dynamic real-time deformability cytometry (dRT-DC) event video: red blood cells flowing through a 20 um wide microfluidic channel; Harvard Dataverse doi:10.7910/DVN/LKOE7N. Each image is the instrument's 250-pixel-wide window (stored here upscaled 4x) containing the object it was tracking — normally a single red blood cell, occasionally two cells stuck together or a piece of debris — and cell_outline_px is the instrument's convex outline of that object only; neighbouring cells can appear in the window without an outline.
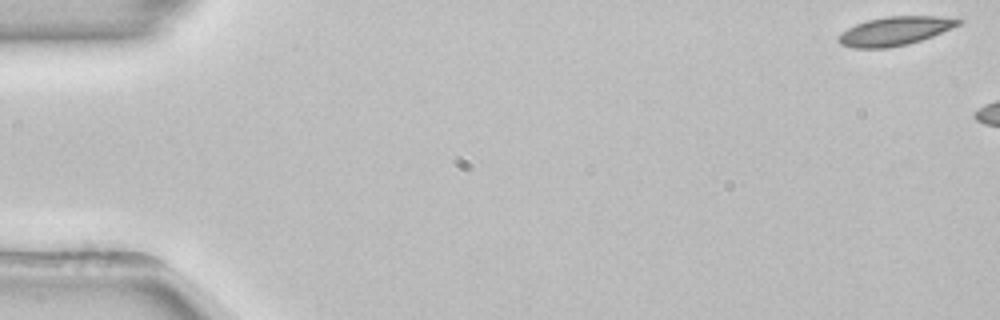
{"species": "common noctule bat (a hibernating species)", "species_latin": "Nyctalus noctula", "temperature_condition": "room temperature", "stored_images_in_passage": 6, "camera_frame_rate_fps": 3000, "um_per_image_px": 0.085, "animal": {"sex": "female", "body_mass_g": 22.7, "forearm_length_mm": 54.2}, "frame": {"image": 1, "passage_image": 1, "time_ms": 0.0, "image_size_px": [1000, 320], "cell_outline_px": [[964, 20], [960, 24], [952, 28], [932, 36], [908, 44], [888, 48], [852, 48], [840, 44], [836, 40], [836, 36], [840, 32], [856, 24], [868, 20], [884, 16], [940, 16]], "centroid_in_image_um": [76.02, 2.64], "position_along_channel_um": 9.0, "area_um2": 20.23}}